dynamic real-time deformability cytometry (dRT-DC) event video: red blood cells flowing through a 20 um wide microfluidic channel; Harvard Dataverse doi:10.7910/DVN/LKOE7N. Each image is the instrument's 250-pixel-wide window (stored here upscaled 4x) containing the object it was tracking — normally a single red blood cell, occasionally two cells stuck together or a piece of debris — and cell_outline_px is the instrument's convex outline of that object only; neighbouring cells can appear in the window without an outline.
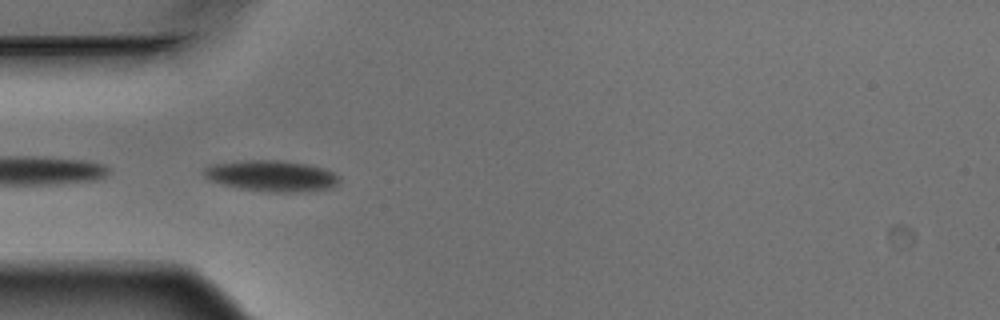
{"species": "Egyptian fruit bat (a non-hibernating species)", "species_latin": "Rousettus aegyptiacus", "temperature_condition": "warm", "stored_images_in_passage": 6, "camera_frame_rate_fps": 3000, "um_per_image_px": 0.085, "animal": {"sex": "male"}, "frame": {"image": 1, "passage_image": 5, "time_ms": 1.333, "image_size_px": [1000, 320], "cell_outline_px": [[340, 180], [332, 188], [308, 192], [268, 192], [240, 188], [220, 184], [208, 180], [204, 176], [204, 168], [212, 164], [244, 160], [284, 160], [308, 164], [324, 168], [340, 176]], "centroid_in_image_um": [23.11, 14.95], "position_along_channel_um": 61.9, "area_um2": 24.85}}
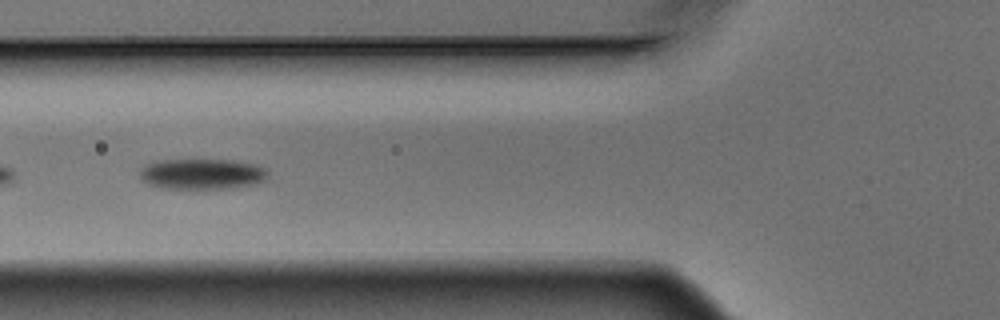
{"frame": {"image": 2, "passage_image": 6, "time_ms": 1.667, "image_size_px": [1000, 320], "cell_outline_px": [[268, 176], [264, 180], [256, 184], [236, 188], [160, 188], [148, 184], [140, 176], [140, 168], [144, 164], [156, 160], [232, 160], [256, 164], [268, 168]], "centroid_in_image_um": [17.2, 14.78], "position_along_channel_um": 108.6, "area_um2": 23.12}}